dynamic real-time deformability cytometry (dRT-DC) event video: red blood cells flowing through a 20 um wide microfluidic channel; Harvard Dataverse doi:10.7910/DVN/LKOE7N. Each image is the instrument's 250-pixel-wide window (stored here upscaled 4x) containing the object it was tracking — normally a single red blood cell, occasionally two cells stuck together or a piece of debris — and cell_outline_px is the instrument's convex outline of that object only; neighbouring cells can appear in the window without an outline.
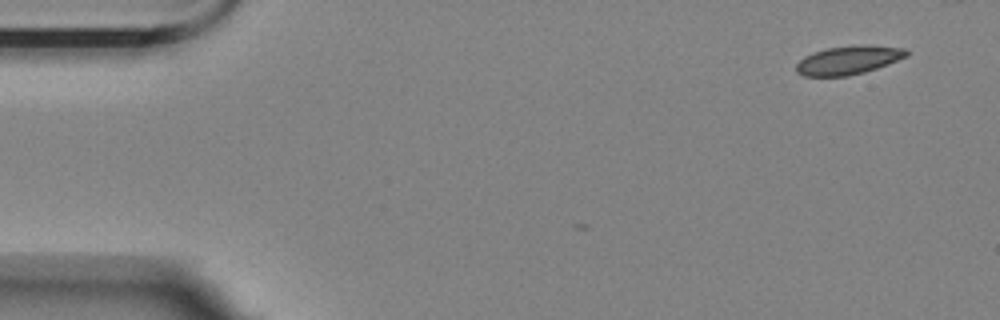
{"species": "Egyptian fruit bat (a non-hibernating species)", "species_latin": "Rousettus aegyptiacus", "temperature_condition": "room temperature", "stored_images_in_passage": 5, "camera_frame_rate_fps": 3000, "um_per_image_px": 0.085, "animal": {"sex": "female"}, "frame": {"image": 1, "passage_image": 1, "time_ms": 0.0, "image_size_px": [1000, 320], "cell_outline_px": [[908, 56], [888, 64], [864, 72], [848, 76], [804, 76], [796, 72], [796, 64], [804, 56], [812, 52], [828, 48], [860, 44], [868, 44], [908, 48]], "centroid_in_image_um": [72.14, 5.09], "position_along_channel_um": 12.9, "area_um2": 18.61}}